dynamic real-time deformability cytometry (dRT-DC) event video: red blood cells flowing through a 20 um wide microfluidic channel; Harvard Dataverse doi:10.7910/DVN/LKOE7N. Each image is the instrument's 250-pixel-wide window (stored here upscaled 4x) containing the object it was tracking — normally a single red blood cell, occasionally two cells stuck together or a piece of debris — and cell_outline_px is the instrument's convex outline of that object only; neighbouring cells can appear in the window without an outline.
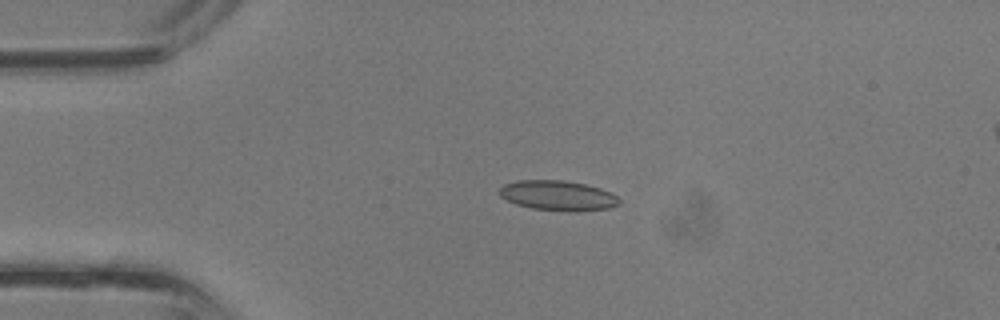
{"species": "common noctule bat (a hibernating species)", "species_latin": "Nyctalus noctula", "temperature_condition": "room temperature", "stored_images_in_passage": 30, "camera_frame_rate_fps": 3000, "um_per_image_px": 0.085, "animal": {"sex": "male", "body_mass_g": 13.3}, "frame": {"image": 1, "passage_image": 1, "time_ms": 0.0, "image_size_px": [1000, 320], "cell_outline_px": [[620, 204], [612, 208], [576, 212], [532, 208], [516, 204], [500, 196], [500, 188], [504, 184], [516, 180], [564, 180], [584, 184], [600, 188], [616, 196], [620, 200]], "centroid_in_image_um": [47.44, 16.62], "position_along_channel_um": 37.6, "area_um2": 20.92}}
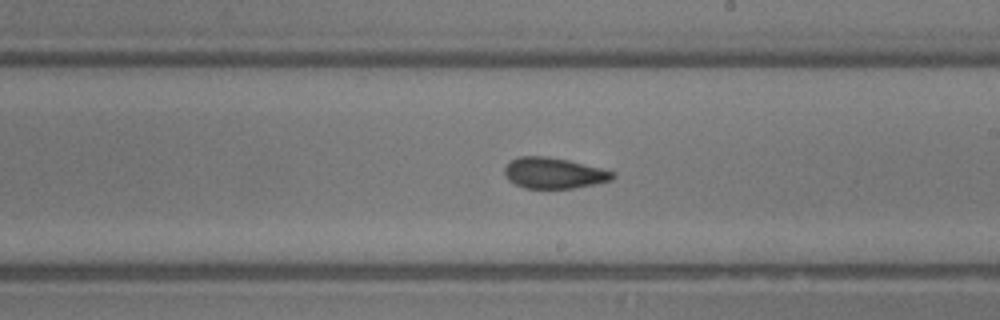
{"frame": {"image": 2, "passage_image": 14, "time_ms": 4.333, "image_size_px": [1000, 320], "cell_outline_px": [[616, 176], [612, 180], [596, 184], [572, 188], [524, 188], [508, 180], [504, 172], [504, 168], [512, 160], [520, 156], [544, 156], [568, 160], [616, 172]], "centroid_in_image_um": [47.1, 14.71], "position_along_channel_um": 241.9, "area_um2": 19.36}}
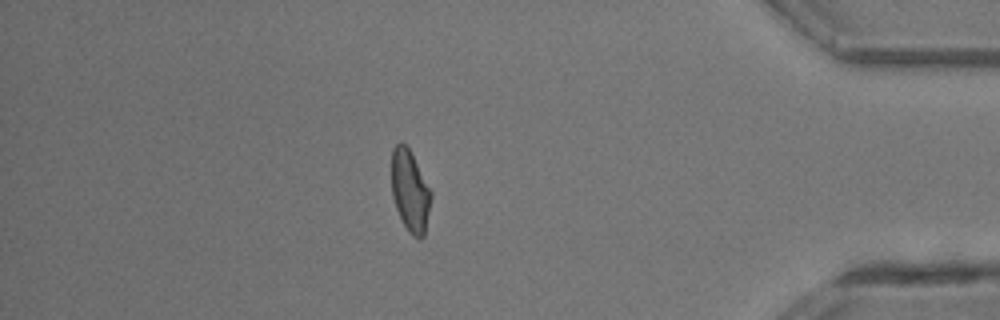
{"frame": {"image": 3, "passage_image": 25, "time_ms": 8.0, "image_size_px": [1000, 320], "cell_outline_px": [[432, 196], [424, 236], [420, 240], [412, 236], [408, 232], [396, 208], [392, 196], [392, 148], [400, 140], [408, 148], [432, 192]], "centroid_in_image_um": [34.85, 16.26], "position_along_channel_um": 400.3, "area_um2": 18.67}}